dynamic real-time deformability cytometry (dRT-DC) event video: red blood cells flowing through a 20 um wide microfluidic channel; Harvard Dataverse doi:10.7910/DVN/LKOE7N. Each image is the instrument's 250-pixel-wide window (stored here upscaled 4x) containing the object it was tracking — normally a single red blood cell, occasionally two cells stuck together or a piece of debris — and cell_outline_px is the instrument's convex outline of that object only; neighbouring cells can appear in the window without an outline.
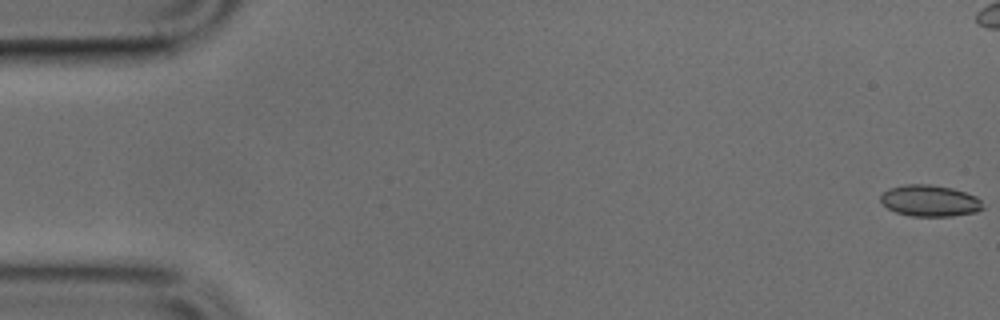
{"species": "common noctule bat (a hibernating species)", "species_latin": "Nyctalus noctula", "temperature_condition": "cold", "stored_images_in_passage": 50, "camera_frame_rate_fps": 3000, "um_per_image_px": 0.085, "animal": {"sex": "male", "body_mass_g": 17.9, "forearm_length_mm": 54.2}, "frame": {"image": 1, "passage_image": 1, "time_ms": 0.0, "image_size_px": [1000, 320], "cell_outline_px": [[984, 208], [976, 212], [952, 216], [912, 216], [896, 212], [888, 208], [880, 200], [880, 196], [888, 188], [904, 184], [928, 184], [952, 188], [976, 196], [980, 200]], "centroid_in_image_um": [79.03, 17.06], "position_along_channel_um": 6.0, "area_um2": 18.67}}
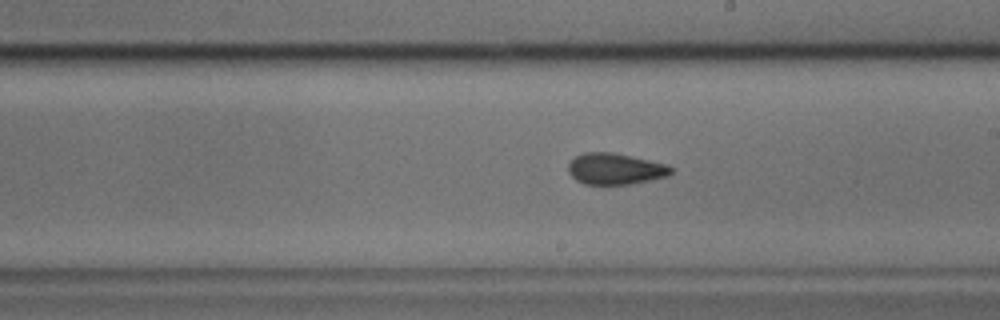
{"frame": {"image": 2, "passage_image": 28, "time_ms": 9.0, "image_size_px": [1000, 320], "cell_outline_px": [[672, 172], [668, 176], [628, 184], [584, 184], [576, 180], [568, 172], [568, 164], [576, 156], [584, 152], [612, 152], [668, 164], [672, 168]], "centroid_in_image_um": [52.28, 14.34], "position_along_channel_um": 236.7, "area_um2": 18.61}}
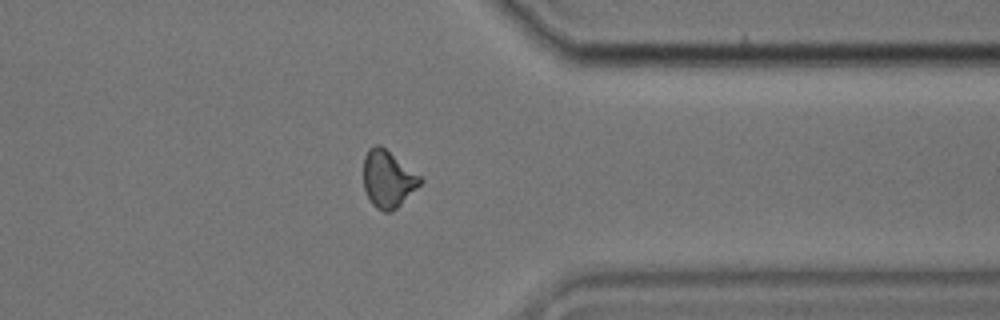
{"frame": {"image": 3, "passage_image": 39, "time_ms": 12.667, "image_size_px": [1000, 320], "cell_outline_px": [[424, 180], [392, 212], [384, 212], [376, 208], [372, 204], [364, 188], [364, 156], [368, 148], [376, 144], [380, 144], [420, 176]], "centroid_in_image_um": [32.95, 15.2], "position_along_channel_um": 378.5, "area_um2": 18.61}}